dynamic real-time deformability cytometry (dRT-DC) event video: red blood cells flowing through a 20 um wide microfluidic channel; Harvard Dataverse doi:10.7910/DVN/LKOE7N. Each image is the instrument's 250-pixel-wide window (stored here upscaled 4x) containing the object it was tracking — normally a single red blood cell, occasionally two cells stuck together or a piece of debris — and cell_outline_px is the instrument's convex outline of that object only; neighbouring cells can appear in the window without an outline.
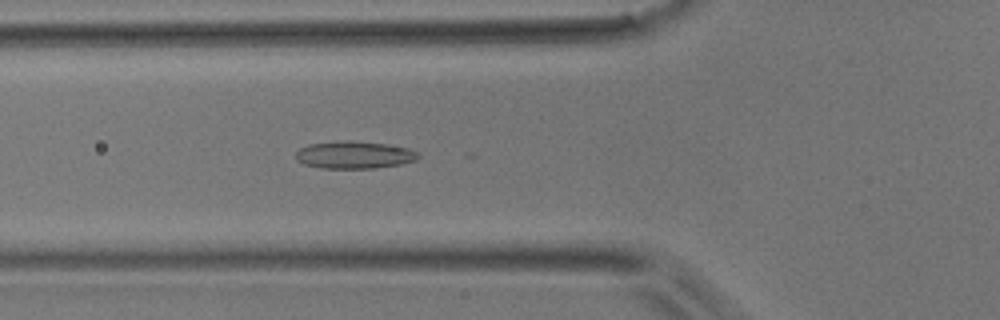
{"species": "common noctule bat (a hibernating species)", "species_latin": "Nyctalus noctula", "temperature_condition": "room temperature", "stored_images_in_passage": 32, "camera_frame_rate_fps": 3000, "um_per_image_px": 0.085, "animal": {"sex": "male", "body_mass_g": 17.9}, "frame": {"image": 1, "passage_image": 11, "time_ms": 3.333, "image_size_px": [1000, 320], "cell_outline_px": [[420, 156], [416, 160], [400, 164], [376, 168], [320, 168], [304, 164], [296, 160], [296, 152], [300, 148], [308, 144], [348, 140], [388, 144], [408, 148], [416, 152]], "centroid_in_image_um": [30.1, 13.16], "position_along_channel_um": 95.7, "area_um2": 19.54}}
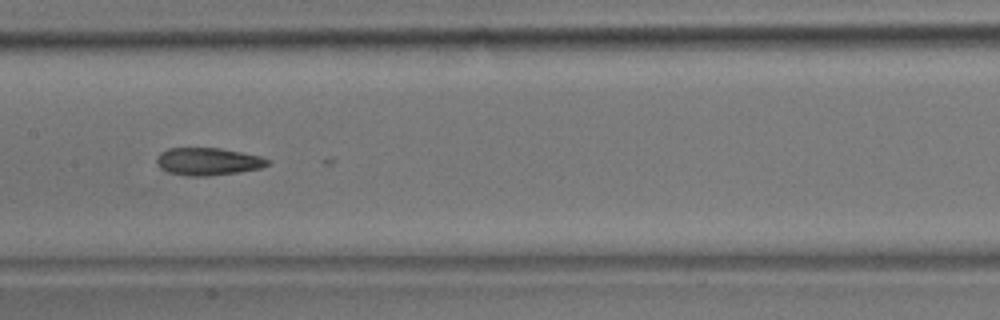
{"frame": {"image": 2, "passage_image": 18, "time_ms": 5.667, "image_size_px": [1000, 320], "cell_outline_px": [[268, 164], [260, 168], [240, 172], [208, 176], [188, 176], [168, 172], [160, 168], [156, 164], [156, 156], [160, 152], [168, 148], [220, 148], [260, 156], [268, 160]], "centroid_in_image_um": [17.62, 13.73], "position_along_channel_um": 189.8, "area_um2": 17.8}}
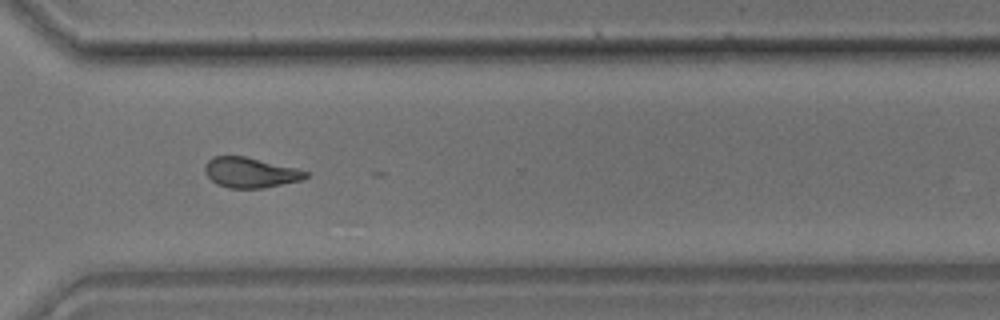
{"frame": {"image": 3, "passage_image": 30, "time_ms": 9.667, "image_size_px": [1000, 320], "cell_outline_px": [[308, 176], [300, 180], [264, 188], [228, 188], [216, 184], [204, 172], [204, 164], [212, 156], [244, 156], [296, 168], [308, 172]], "centroid_in_image_um": [21.23, 14.66], "position_along_channel_um": 349.4, "area_um2": 17.69}}